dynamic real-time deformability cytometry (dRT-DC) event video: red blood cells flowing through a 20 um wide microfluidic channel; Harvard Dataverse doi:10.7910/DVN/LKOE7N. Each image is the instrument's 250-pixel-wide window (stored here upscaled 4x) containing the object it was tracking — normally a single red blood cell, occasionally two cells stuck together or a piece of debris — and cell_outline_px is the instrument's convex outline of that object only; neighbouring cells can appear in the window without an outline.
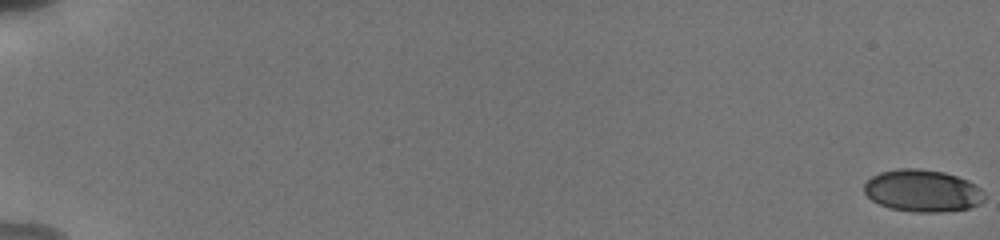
{"species": "human", "species_latin": "Homo sapiens", "temperature_condition": "cold", "stored_images_in_passage": 37, "camera_frame_rate_fps": 3000, "um_per_image_px": 0.085, "donor": {"sex": "male"}, "frame": {"image": 1, "passage_image": 1, "time_ms": 0.0, "image_size_px": [1000, 240], "cell_outline_px": [[984, 200], [968, 208], [940, 212], [912, 212], [888, 208], [872, 200], [864, 192], [864, 184], [872, 176], [880, 172], [896, 168], [920, 168], [944, 172], [968, 180], [980, 188], [984, 196]], "centroid_in_image_um": [78.38, 16.2], "position_along_channel_um": 6.6, "area_um2": 29.54}}
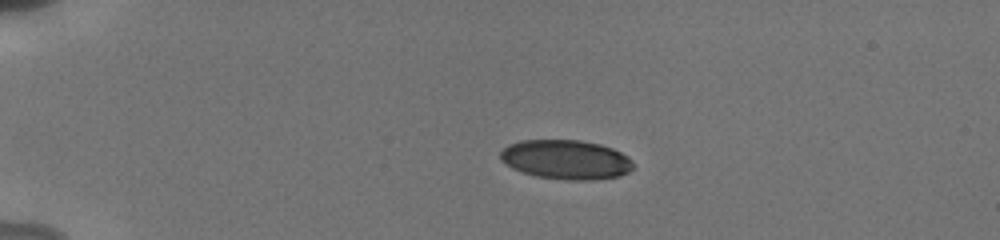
{"frame": {"image": 2, "passage_image": 17, "time_ms": 4.667, "image_size_px": [1000, 240], "cell_outline_px": [[632, 168], [628, 172], [620, 176], [596, 180], [568, 180], [536, 176], [512, 168], [500, 160], [500, 152], [508, 144], [520, 140], [580, 140], [600, 144], [612, 148], [628, 156], [632, 160]], "centroid_in_image_um": [48.11, 13.56], "position_along_channel_um": 36.9, "area_um2": 30.58}}
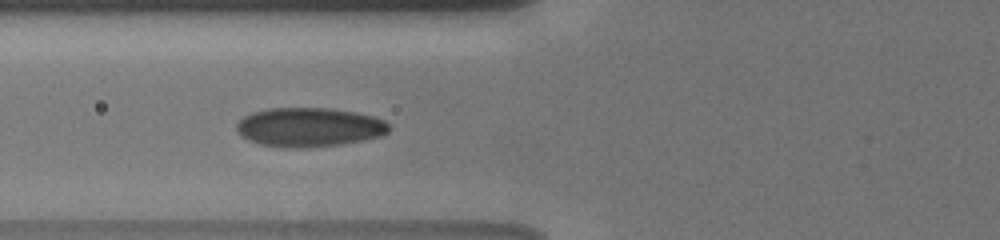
{"frame": {"image": 3, "passage_image": 36, "time_ms": 8.0, "image_size_px": [1000, 240], "cell_outline_px": [[392, 128], [388, 132], [380, 136], [340, 144], [308, 148], [288, 148], [260, 144], [248, 140], [240, 136], [236, 132], [236, 124], [244, 116], [252, 112], [268, 108], [328, 108], [356, 112], [372, 116], [384, 120]], "centroid_in_image_um": [26.25, 10.81], "position_along_channel_um": 99.6, "area_um2": 34.91}}